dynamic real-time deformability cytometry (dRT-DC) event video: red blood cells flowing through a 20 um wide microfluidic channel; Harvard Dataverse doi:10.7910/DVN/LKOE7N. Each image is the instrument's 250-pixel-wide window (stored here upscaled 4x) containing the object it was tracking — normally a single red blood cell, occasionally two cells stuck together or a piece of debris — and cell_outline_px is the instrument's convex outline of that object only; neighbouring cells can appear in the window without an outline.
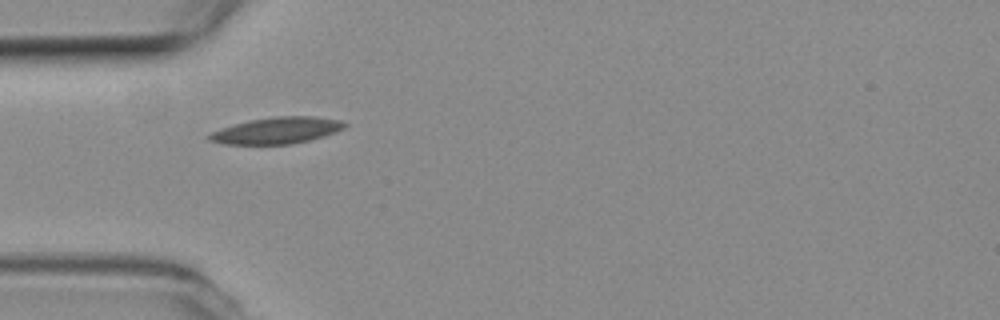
{"species": "common noctule bat (a hibernating species)", "species_latin": "Nyctalus noctula", "temperature_condition": "room temperature", "stored_images_in_passage": 39, "camera_frame_rate_fps": 3000, "um_per_image_px": 0.085, "animal": {"sex": "female", "body_mass_g": 19.3, "forearm_length_mm": 54.1}, "frame": {"image": 1, "passage_image": 1, "time_ms": 0.0, "image_size_px": [1000, 320], "cell_outline_px": [[348, 124], [344, 128], [336, 132], [324, 136], [292, 144], [224, 144], [208, 140], [208, 136], [212, 132], [220, 128], [248, 120], [276, 116], [312, 116], [340, 120]], "centroid_in_image_um": [23.53, 11.08], "position_along_channel_um": 61.5, "area_um2": 20.87}}
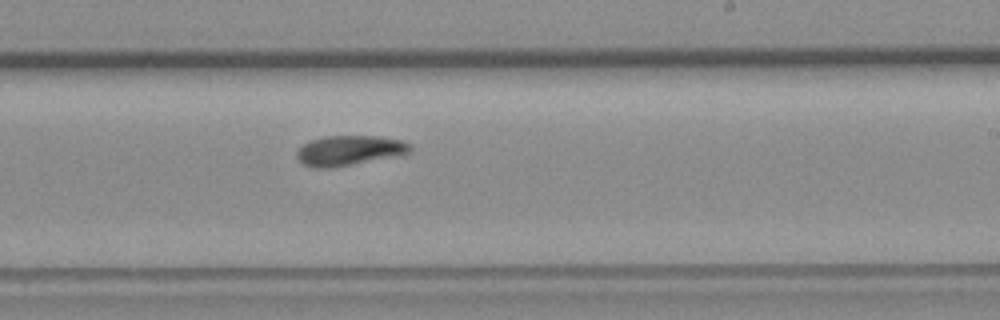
{"frame": {"image": 2, "passage_image": 17, "time_ms": 5.333, "image_size_px": [1000, 320], "cell_outline_px": [[412, 152], [328, 168], [316, 168], [304, 164], [296, 156], [296, 152], [308, 140], [324, 136], [376, 136], [400, 140], [412, 144]], "centroid_in_image_um": [29.66, 12.76], "position_along_channel_um": 259.3, "area_um2": 19.36}}
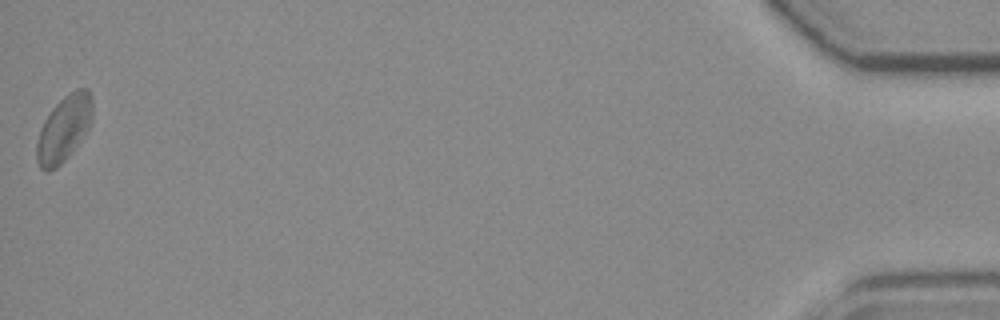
{"frame": {"image": 3, "passage_image": 39, "time_ms": 12.667, "image_size_px": [1000, 320], "cell_outline_px": [[92, 116], [88, 128], [68, 156], [56, 168], [48, 172], [44, 172], [40, 168], [36, 160], [36, 144], [40, 128], [44, 120], [52, 108], [68, 92], [76, 88], [88, 88], [92, 96]], "centroid_in_image_um": [5.41, 10.92], "position_along_channel_um": 429.8, "area_um2": 21.39}, "authors_computed_cell_mechanics": {"area_um2": 19.5364, "velocity_mm_per_s": 3.7354, "shape_relaxation_time_tau1_ms": 9.2504, "shape_relaxation_time_tau2_ms": 7.4423, "deformation_change_tau1": 0.1733, "deformation_change_tau2": 0.1434}}